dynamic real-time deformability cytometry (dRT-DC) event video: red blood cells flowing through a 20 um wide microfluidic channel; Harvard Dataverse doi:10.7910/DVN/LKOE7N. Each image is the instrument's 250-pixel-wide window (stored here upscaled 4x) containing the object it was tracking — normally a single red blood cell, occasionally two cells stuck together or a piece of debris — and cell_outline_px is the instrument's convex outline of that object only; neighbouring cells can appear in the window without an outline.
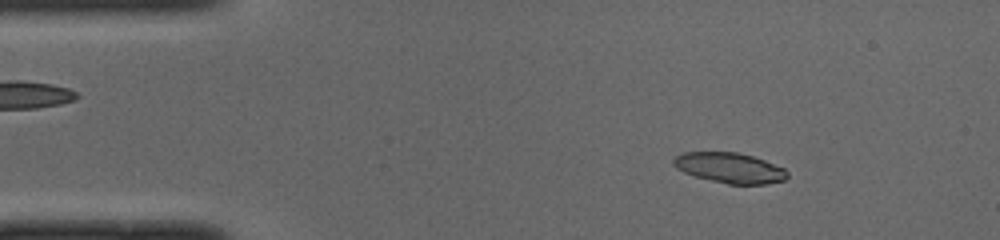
{"species": "common noctule bat (a hibernating species)", "species_latin": "Nyctalus noctula", "temperature_condition": "cold", "stored_images_in_passage": 48, "camera_frame_rate_fps": 3000, "um_per_image_px": 0.085, "animal": {"sex": "male", "body_mass_g": 19.0, "forearm_length_mm": 50.8}, "frame": {"image": 1, "passage_image": 6, "time_ms": 1.667, "image_size_px": [1000, 240], "cell_outline_px": [[788, 176], [784, 180], [768, 184], [728, 184], [696, 176], [684, 172], [676, 168], [672, 164], [672, 160], [676, 156], [684, 152], [736, 152], [752, 156], [764, 160], [784, 168], [788, 172]], "centroid_in_image_um": [62.03, 14.26], "position_along_channel_um": 23.0, "area_um2": 20.0}}
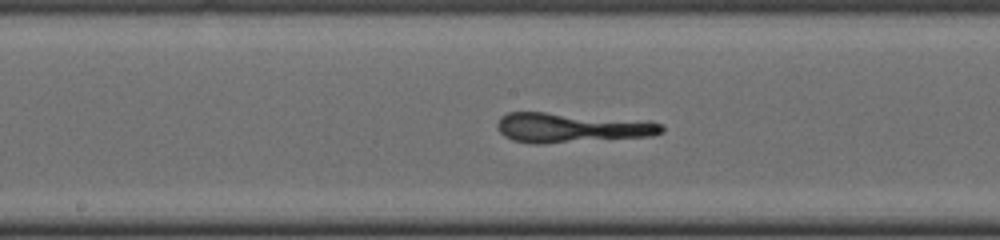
{"frame": {"image": 2, "passage_image": 24, "time_ms": 7.667, "image_size_px": [1000, 240], "cell_outline_px": [[664, 132], [652, 136], [544, 144], [532, 144], [512, 140], [504, 136], [496, 128], [496, 124], [500, 116], [508, 112], [544, 112], [648, 120], [660, 124], [664, 128]], "centroid_in_image_um": [48.56, 10.85], "position_along_channel_um": 199.6, "area_um2": 28.9}}
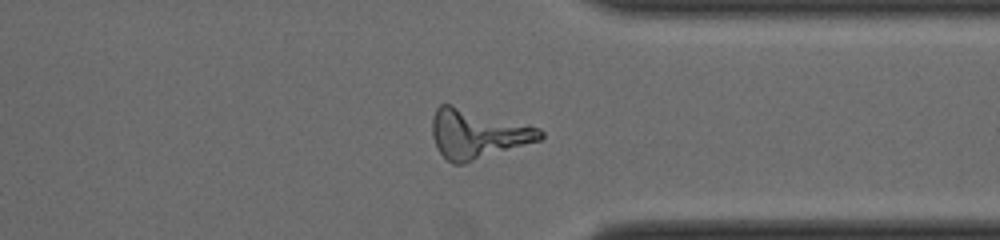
{"frame": {"image": 3, "passage_image": 37, "time_ms": 12.0, "image_size_px": [1000, 240], "cell_outline_px": [[544, 136], [540, 140], [464, 164], [452, 164], [436, 148], [432, 136], [432, 120], [436, 108], [440, 104], [452, 104], [528, 124], [540, 128], [544, 132]], "centroid_in_image_um": [40.58, 11.37], "position_along_channel_um": 370.8, "area_um2": 31.15}}